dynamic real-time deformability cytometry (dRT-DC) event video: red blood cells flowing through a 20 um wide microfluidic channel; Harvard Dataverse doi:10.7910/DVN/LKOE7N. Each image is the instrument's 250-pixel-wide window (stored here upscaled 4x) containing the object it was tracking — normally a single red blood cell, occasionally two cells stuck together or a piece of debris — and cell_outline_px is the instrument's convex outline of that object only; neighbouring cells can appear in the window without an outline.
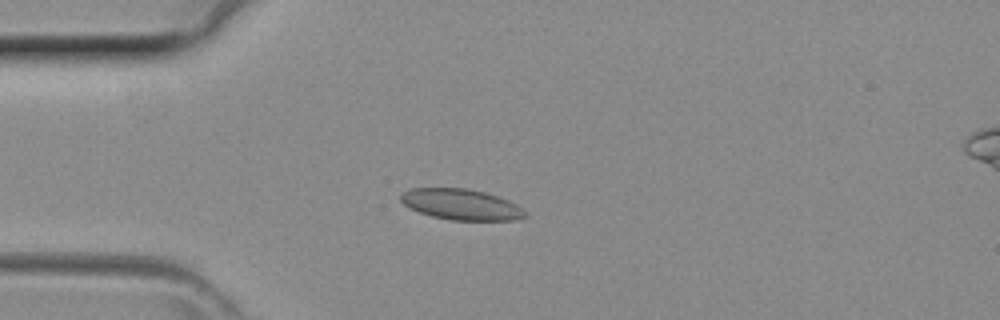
{"species": "common noctule bat (a hibernating species)", "species_latin": "Nyctalus noctula", "temperature_condition": "room temperature", "stored_images_in_passage": 41, "camera_frame_rate_fps": 3000, "um_per_image_px": 0.085, "animal": {"sex": "female", "body_mass_g": 29.2, "forearm_length_mm": 56.3}, "frame": {"image": 1, "passage_image": 10, "time_ms": 3.0, "image_size_px": [1000, 320], "cell_outline_px": [[528, 216], [516, 220], [452, 220], [432, 216], [420, 212], [404, 204], [400, 200], [400, 196], [404, 192], [412, 188], [468, 188], [484, 192], [508, 200], [516, 204], [528, 212]], "centroid_in_image_um": [39.25, 17.38], "position_along_channel_um": 45.8, "area_um2": 22.25}}
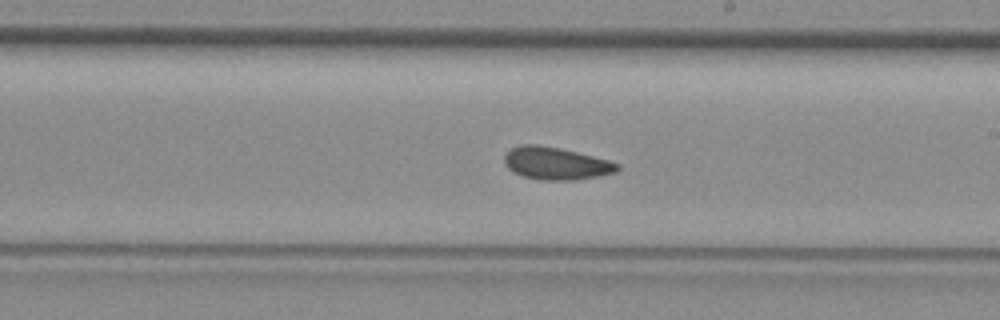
{"frame": {"image": 2, "passage_image": 23, "time_ms": 7.333, "image_size_px": [1000, 320], "cell_outline_px": [[620, 168], [616, 172], [600, 176], [572, 180], [540, 180], [524, 176], [508, 168], [504, 160], [504, 156], [512, 148], [520, 144], [536, 144], [560, 148], [608, 160], [620, 164]], "centroid_in_image_um": [47.28, 13.89], "position_along_channel_um": 241.7, "area_um2": 21.21}}
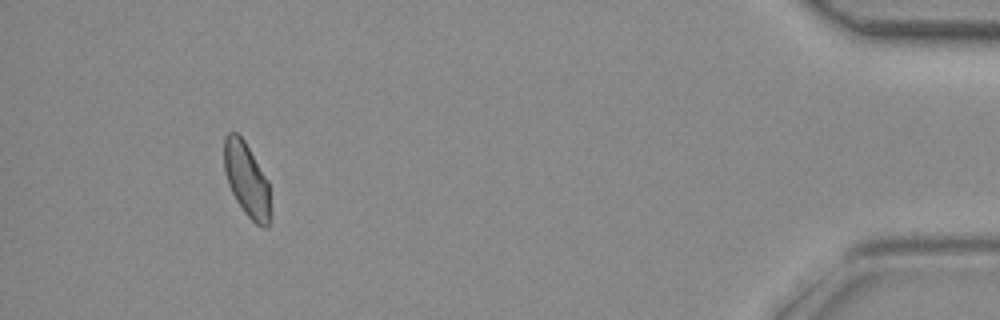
{"frame": {"image": 3, "passage_image": 38, "time_ms": 12.333, "image_size_px": [1000, 320], "cell_outline_px": [[268, 228], [264, 228], [256, 224], [244, 212], [236, 200], [228, 184], [224, 168], [224, 136], [228, 132], [236, 132], [244, 140], [268, 180]], "centroid_in_image_um": [20.93, 15.23], "position_along_channel_um": 414.3, "area_um2": 19.54}}